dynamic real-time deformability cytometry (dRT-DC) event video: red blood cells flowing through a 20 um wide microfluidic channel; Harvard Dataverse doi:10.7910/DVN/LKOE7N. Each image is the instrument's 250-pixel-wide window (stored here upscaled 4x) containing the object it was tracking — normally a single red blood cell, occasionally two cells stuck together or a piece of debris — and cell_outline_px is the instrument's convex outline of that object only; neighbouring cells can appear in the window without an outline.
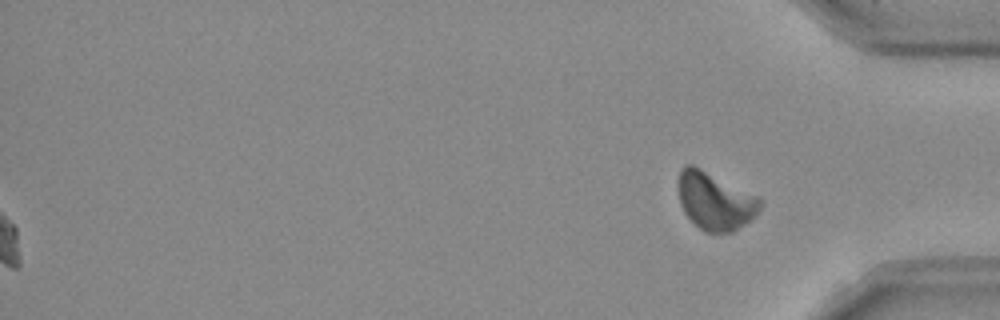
{"species": "Egyptian fruit bat (a non-hibernating species)", "species_latin": "Rousettus aegyptiacus", "temperature_condition": "room temperature", "stored_images_in_passage": 46, "segment_of_instrument_passage": [2, 2], "camera_frame_rate_fps": 3000, "um_per_image_px": 0.085, "frame": {"image": 1, "passage_image": 46, "time_ms": 15.0, "image_size_px": [1000, 320], "cell_outline_px": [[760, 208], [744, 224], [732, 232], [704, 232], [684, 212], [680, 204], [680, 168], [684, 164], [692, 164], [760, 196]], "centroid_in_image_um": [60.78, 17.06], "position_along_channel_um": 374.4, "area_um2": 27.05}}